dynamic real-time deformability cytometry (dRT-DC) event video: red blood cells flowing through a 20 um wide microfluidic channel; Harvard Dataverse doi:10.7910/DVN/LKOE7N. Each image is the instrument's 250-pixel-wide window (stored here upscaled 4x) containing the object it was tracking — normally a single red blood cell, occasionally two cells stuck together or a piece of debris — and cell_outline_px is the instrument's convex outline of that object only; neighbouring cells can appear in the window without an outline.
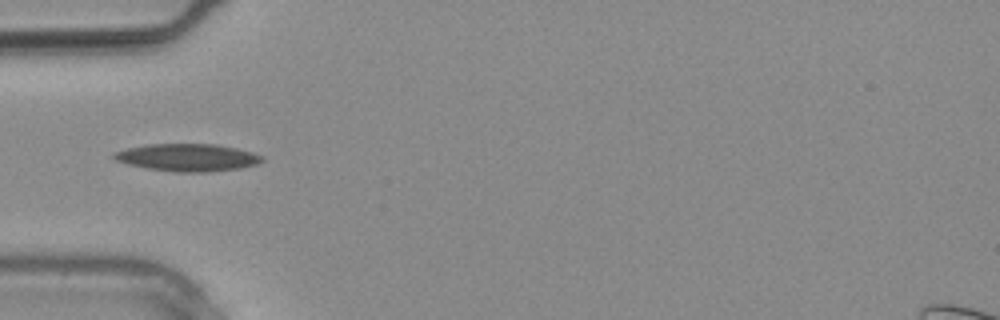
{"species": "common noctule bat (a hibernating species)", "species_latin": "Nyctalus noctula", "temperature_condition": "warm", "stored_images_in_passage": 4, "camera_frame_rate_fps": 3000, "um_per_image_px": 0.085, "animal": {"sex": "male", "body_mass_g": 20.4}, "frame": {"image": 1, "passage_image": 1, "time_ms": 0.0, "image_size_px": [1000, 320], "cell_outline_px": [[264, 160], [256, 164], [240, 168], [208, 172], [176, 172], [144, 168], [128, 164], [116, 160], [112, 156], [112, 152], [128, 148], [148, 144], [216, 144], [236, 148], [252, 152], [264, 156]], "centroid_in_image_um": [15.93, 13.39], "position_along_channel_um": 69.1, "area_um2": 23.76}}
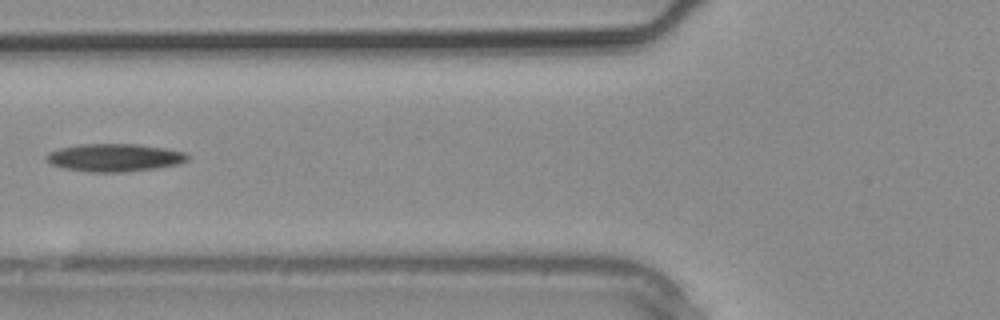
{"frame": {"image": 2, "passage_image": 3, "time_ms": 0.667, "image_size_px": [1000, 320], "cell_outline_px": [[188, 160], [180, 164], [156, 168], [124, 172], [92, 172], [64, 168], [52, 164], [44, 160], [44, 156], [48, 152], [60, 148], [80, 144], [136, 144], [164, 148], [184, 152], [188, 156]], "centroid_in_image_um": [9.71, 13.4], "position_along_channel_um": 116.1, "area_um2": 22.89}}